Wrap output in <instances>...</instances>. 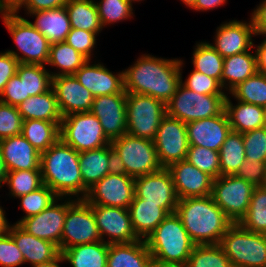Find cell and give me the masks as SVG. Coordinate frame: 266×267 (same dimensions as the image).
<instances>
[{"instance_id": "18", "label": "cell", "mask_w": 266, "mask_h": 267, "mask_svg": "<svg viewBox=\"0 0 266 267\" xmlns=\"http://www.w3.org/2000/svg\"><path fill=\"white\" fill-rule=\"evenodd\" d=\"M255 35L251 16L249 21L229 20L217 27L213 38L214 43L210 45L223 58H226L253 49Z\"/></svg>"}, {"instance_id": "45", "label": "cell", "mask_w": 266, "mask_h": 267, "mask_svg": "<svg viewBox=\"0 0 266 267\" xmlns=\"http://www.w3.org/2000/svg\"><path fill=\"white\" fill-rule=\"evenodd\" d=\"M59 197L46 185L18 197L20 200V208L25 214L20 220L16 221L19 224L23 219L37 215L49 207Z\"/></svg>"}, {"instance_id": "63", "label": "cell", "mask_w": 266, "mask_h": 267, "mask_svg": "<svg viewBox=\"0 0 266 267\" xmlns=\"http://www.w3.org/2000/svg\"><path fill=\"white\" fill-rule=\"evenodd\" d=\"M197 0H181L182 3L185 4V6L190 9H192L195 6Z\"/></svg>"}, {"instance_id": "22", "label": "cell", "mask_w": 266, "mask_h": 267, "mask_svg": "<svg viewBox=\"0 0 266 267\" xmlns=\"http://www.w3.org/2000/svg\"><path fill=\"white\" fill-rule=\"evenodd\" d=\"M167 169L171 173L179 200L211 195L213 178L187 160L175 162Z\"/></svg>"}, {"instance_id": "24", "label": "cell", "mask_w": 266, "mask_h": 267, "mask_svg": "<svg viewBox=\"0 0 266 267\" xmlns=\"http://www.w3.org/2000/svg\"><path fill=\"white\" fill-rule=\"evenodd\" d=\"M0 151L8 171L41 170V154L22 135L1 139Z\"/></svg>"}, {"instance_id": "1", "label": "cell", "mask_w": 266, "mask_h": 267, "mask_svg": "<svg viewBox=\"0 0 266 267\" xmlns=\"http://www.w3.org/2000/svg\"><path fill=\"white\" fill-rule=\"evenodd\" d=\"M135 60L123 70L126 93L148 95L166 104L181 81L180 57L167 59L145 53Z\"/></svg>"}, {"instance_id": "61", "label": "cell", "mask_w": 266, "mask_h": 267, "mask_svg": "<svg viewBox=\"0 0 266 267\" xmlns=\"http://www.w3.org/2000/svg\"><path fill=\"white\" fill-rule=\"evenodd\" d=\"M64 263L61 253L52 261L31 265V267H61L59 264Z\"/></svg>"}, {"instance_id": "43", "label": "cell", "mask_w": 266, "mask_h": 267, "mask_svg": "<svg viewBox=\"0 0 266 267\" xmlns=\"http://www.w3.org/2000/svg\"><path fill=\"white\" fill-rule=\"evenodd\" d=\"M5 184L8 186V195L17 199L43 185L41 170L9 171Z\"/></svg>"}, {"instance_id": "58", "label": "cell", "mask_w": 266, "mask_h": 267, "mask_svg": "<svg viewBox=\"0 0 266 267\" xmlns=\"http://www.w3.org/2000/svg\"><path fill=\"white\" fill-rule=\"evenodd\" d=\"M227 3V0H197L192 10L196 12L210 11L222 7Z\"/></svg>"}, {"instance_id": "10", "label": "cell", "mask_w": 266, "mask_h": 267, "mask_svg": "<svg viewBox=\"0 0 266 267\" xmlns=\"http://www.w3.org/2000/svg\"><path fill=\"white\" fill-rule=\"evenodd\" d=\"M126 115V133L153 141L166 115V104L148 95L127 93Z\"/></svg>"}, {"instance_id": "11", "label": "cell", "mask_w": 266, "mask_h": 267, "mask_svg": "<svg viewBox=\"0 0 266 267\" xmlns=\"http://www.w3.org/2000/svg\"><path fill=\"white\" fill-rule=\"evenodd\" d=\"M101 241L92 207L84 199L67 197L60 253L70 247Z\"/></svg>"}, {"instance_id": "54", "label": "cell", "mask_w": 266, "mask_h": 267, "mask_svg": "<svg viewBox=\"0 0 266 267\" xmlns=\"http://www.w3.org/2000/svg\"><path fill=\"white\" fill-rule=\"evenodd\" d=\"M19 61L9 52H0V94L11 77L17 73Z\"/></svg>"}, {"instance_id": "27", "label": "cell", "mask_w": 266, "mask_h": 267, "mask_svg": "<svg viewBox=\"0 0 266 267\" xmlns=\"http://www.w3.org/2000/svg\"><path fill=\"white\" fill-rule=\"evenodd\" d=\"M35 18L30 23L41 32L50 44L64 42L71 31V23L65 6L36 12H25Z\"/></svg>"}, {"instance_id": "23", "label": "cell", "mask_w": 266, "mask_h": 267, "mask_svg": "<svg viewBox=\"0 0 266 267\" xmlns=\"http://www.w3.org/2000/svg\"><path fill=\"white\" fill-rule=\"evenodd\" d=\"M52 88L63 117L71 113L90 112L94 96L74 75L52 77Z\"/></svg>"}, {"instance_id": "9", "label": "cell", "mask_w": 266, "mask_h": 267, "mask_svg": "<svg viewBox=\"0 0 266 267\" xmlns=\"http://www.w3.org/2000/svg\"><path fill=\"white\" fill-rule=\"evenodd\" d=\"M60 139L79 153L111 143L99 119L91 112L71 113L64 116L60 123Z\"/></svg>"}, {"instance_id": "35", "label": "cell", "mask_w": 266, "mask_h": 267, "mask_svg": "<svg viewBox=\"0 0 266 267\" xmlns=\"http://www.w3.org/2000/svg\"><path fill=\"white\" fill-rule=\"evenodd\" d=\"M21 135L41 154L60 139V127L45 120H24Z\"/></svg>"}, {"instance_id": "48", "label": "cell", "mask_w": 266, "mask_h": 267, "mask_svg": "<svg viewBox=\"0 0 266 267\" xmlns=\"http://www.w3.org/2000/svg\"><path fill=\"white\" fill-rule=\"evenodd\" d=\"M245 147V159L266 162V128L242 133Z\"/></svg>"}, {"instance_id": "55", "label": "cell", "mask_w": 266, "mask_h": 267, "mask_svg": "<svg viewBox=\"0 0 266 267\" xmlns=\"http://www.w3.org/2000/svg\"><path fill=\"white\" fill-rule=\"evenodd\" d=\"M69 0H26V2L16 11L24 8L25 12H36L42 10L55 9L65 6Z\"/></svg>"}, {"instance_id": "37", "label": "cell", "mask_w": 266, "mask_h": 267, "mask_svg": "<svg viewBox=\"0 0 266 267\" xmlns=\"http://www.w3.org/2000/svg\"><path fill=\"white\" fill-rule=\"evenodd\" d=\"M220 176L235 175L245 162L242 133L231 131L219 150Z\"/></svg>"}, {"instance_id": "53", "label": "cell", "mask_w": 266, "mask_h": 267, "mask_svg": "<svg viewBox=\"0 0 266 267\" xmlns=\"http://www.w3.org/2000/svg\"><path fill=\"white\" fill-rule=\"evenodd\" d=\"M0 101L12 106H18L25 101L24 80H20L17 73L7 82L0 94Z\"/></svg>"}, {"instance_id": "28", "label": "cell", "mask_w": 266, "mask_h": 267, "mask_svg": "<svg viewBox=\"0 0 266 267\" xmlns=\"http://www.w3.org/2000/svg\"><path fill=\"white\" fill-rule=\"evenodd\" d=\"M153 260L145 240L108 244L107 267H152Z\"/></svg>"}, {"instance_id": "57", "label": "cell", "mask_w": 266, "mask_h": 267, "mask_svg": "<svg viewBox=\"0 0 266 267\" xmlns=\"http://www.w3.org/2000/svg\"><path fill=\"white\" fill-rule=\"evenodd\" d=\"M263 36V40L256 46L254 44L256 58H257V69L258 72L266 74V35Z\"/></svg>"}, {"instance_id": "67", "label": "cell", "mask_w": 266, "mask_h": 267, "mask_svg": "<svg viewBox=\"0 0 266 267\" xmlns=\"http://www.w3.org/2000/svg\"><path fill=\"white\" fill-rule=\"evenodd\" d=\"M264 127L266 128V108H265V122H264Z\"/></svg>"}, {"instance_id": "6", "label": "cell", "mask_w": 266, "mask_h": 267, "mask_svg": "<svg viewBox=\"0 0 266 267\" xmlns=\"http://www.w3.org/2000/svg\"><path fill=\"white\" fill-rule=\"evenodd\" d=\"M0 15L17 49L6 51L12 54L19 63L46 66L50 51L48 39L19 13L1 12Z\"/></svg>"}, {"instance_id": "39", "label": "cell", "mask_w": 266, "mask_h": 267, "mask_svg": "<svg viewBox=\"0 0 266 267\" xmlns=\"http://www.w3.org/2000/svg\"><path fill=\"white\" fill-rule=\"evenodd\" d=\"M39 64L19 63L17 74L20 80H24L25 100L30 96L40 95L52 88V75Z\"/></svg>"}, {"instance_id": "62", "label": "cell", "mask_w": 266, "mask_h": 267, "mask_svg": "<svg viewBox=\"0 0 266 267\" xmlns=\"http://www.w3.org/2000/svg\"><path fill=\"white\" fill-rule=\"evenodd\" d=\"M8 169L0 151V188L5 186Z\"/></svg>"}, {"instance_id": "36", "label": "cell", "mask_w": 266, "mask_h": 267, "mask_svg": "<svg viewBox=\"0 0 266 267\" xmlns=\"http://www.w3.org/2000/svg\"><path fill=\"white\" fill-rule=\"evenodd\" d=\"M71 28L101 33V25L95 0H69L65 5Z\"/></svg>"}, {"instance_id": "17", "label": "cell", "mask_w": 266, "mask_h": 267, "mask_svg": "<svg viewBox=\"0 0 266 267\" xmlns=\"http://www.w3.org/2000/svg\"><path fill=\"white\" fill-rule=\"evenodd\" d=\"M66 213L67 197H59L41 213L23 219L19 225L29 234L53 242L60 250Z\"/></svg>"}, {"instance_id": "32", "label": "cell", "mask_w": 266, "mask_h": 267, "mask_svg": "<svg viewBox=\"0 0 266 267\" xmlns=\"http://www.w3.org/2000/svg\"><path fill=\"white\" fill-rule=\"evenodd\" d=\"M133 230L141 240L146 238L168 216L160 204L144 203V199L134 197L128 208Z\"/></svg>"}, {"instance_id": "8", "label": "cell", "mask_w": 266, "mask_h": 267, "mask_svg": "<svg viewBox=\"0 0 266 267\" xmlns=\"http://www.w3.org/2000/svg\"><path fill=\"white\" fill-rule=\"evenodd\" d=\"M226 97L200 94L180 83L173 97L166 103V114L184 123L217 116L225 110Z\"/></svg>"}, {"instance_id": "40", "label": "cell", "mask_w": 266, "mask_h": 267, "mask_svg": "<svg viewBox=\"0 0 266 267\" xmlns=\"http://www.w3.org/2000/svg\"><path fill=\"white\" fill-rule=\"evenodd\" d=\"M228 94L240 102L266 108V74L257 72L239 83Z\"/></svg>"}, {"instance_id": "38", "label": "cell", "mask_w": 266, "mask_h": 267, "mask_svg": "<svg viewBox=\"0 0 266 267\" xmlns=\"http://www.w3.org/2000/svg\"><path fill=\"white\" fill-rule=\"evenodd\" d=\"M193 69L215 78L221 84L224 58L210 45L208 41H198L193 47Z\"/></svg>"}, {"instance_id": "34", "label": "cell", "mask_w": 266, "mask_h": 267, "mask_svg": "<svg viewBox=\"0 0 266 267\" xmlns=\"http://www.w3.org/2000/svg\"><path fill=\"white\" fill-rule=\"evenodd\" d=\"M87 61L85 56L64 41L50 44L49 59L46 66L50 65L56 68L55 72L49 69L52 77L74 75Z\"/></svg>"}, {"instance_id": "47", "label": "cell", "mask_w": 266, "mask_h": 267, "mask_svg": "<svg viewBox=\"0 0 266 267\" xmlns=\"http://www.w3.org/2000/svg\"><path fill=\"white\" fill-rule=\"evenodd\" d=\"M184 65V61L180 59V83L187 89L204 95H227L226 91L223 90L221 84L215 78L209 77L194 69L186 77V80L183 81L182 73Z\"/></svg>"}, {"instance_id": "12", "label": "cell", "mask_w": 266, "mask_h": 267, "mask_svg": "<svg viewBox=\"0 0 266 267\" xmlns=\"http://www.w3.org/2000/svg\"><path fill=\"white\" fill-rule=\"evenodd\" d=\"M255 186L236 175L213 179L211 196L233 222L239 223L247 214Z\"/></svg>"}, {"instance_id": "31", "label": "cell", "mask_w": 266, "mask_h": 267, "mask_svg": "<svg viewBox=\"0 0 266 267\" xmlns=\"http://www.w3.org/2000/svg\"><path fill=\"white\" fill-rule=\"evenodd\" d=\"M227 94L225 100V111L229 118L232 131L244 133L264 127L265 108L246 102L236 100L231 101V96Z\"/></svg>"}, {"instance_id": "33", "label": "cell", "mask_w": 266, "mask_h": 267, "mask_svg": "<svg viewBox=\"0 0 266 267\" xmlns=\"http://www.w3.org/2000/svg\"><path fill=\"white\" fill-rule=\"evenodd\" d=\"M64 263L72 267H107L108 244L101 241L81 244L61 252Z\"/></svg>"}, {"instance_id": "44", "label": "cell", "mask_w": 266, "mask_h": 267, "mask_svg": "<svg viewBox=\"0 0 266 267\" xmlns=\"http://www.w3.org/2000/svg\"><path fill=\"white\" fill-rule=\"evenodd\" d=\"M95 4L103 28L134 17V7L128 0H99Z\"/></svg>"}, {"instance_id": "49", "label": "cell", "mask_w": 266, "mask_h": 267, "mask_svg": "<svg viewBox=\"0 0 266 267\" xmlns=\"http://www.w3.org/2000/svg\"><path fill=\"white\" fill-rule=\"evenodd\" d=\"M23 119L17 110L12 106L0 101V140L22 134Z\"/></svg>"}, {"instance_id": "51", "label": "cell", "mask_w": 266, "mask_h": 267, "mask_svg": "<svg viewBox=\"0 0 266 267\" xmlns=\"http://www.w3.org/2000/svg\"><path fill=\"white\" fill-rule=\"evenodd\" d=\"M25 264L24 256L12 236L0 237V267H19Z\"/></svg>"}, {"instance_id": "13", "label": "cell", "mask_w": 266, "mask_h": 267, "mask_svg": "<svg viewBox=\"0 0 266 267\" xmlns=\"http://www.w3.org/2000/svg\"><path fill=\"white\" fill-rule=\"evenodd\" d=\"M134 182V178L115 169L90 187L84 200L89 205L128 209L135 196Z\"/></svg>"}, {"instance_id": "4", "label": "cell", "mask_w": 266, "mask_h": 267, "mask_svg": "<svg viewBox=\"0 0 266 267\" xmlns=\"http://www.w3.org/2000/svg\"><path fill=\"white\" fill-rule=\"evenodd\" d=\"M145 242L157 265H186L195 246L176 213L168 214Z\"/></svg>"}, {"instance_id": "19", "label": "cell", "mask_w": 266, "mask_h": 267, "mask_svg": "<svg viewBox=\"0 0 266 267\" xmlns=\"http://www.w3.org/2000/svg\"><path fill=\"white\" fill-rule=\"evenodd\" d=\"M126 97L125 90L94 97L90 112L99 119L105 135L111 141L127 132Z\"/></svg>"}, {"instance_id": "64", "label": "cell", "mask_w": 266, "mask_h": 267, "mask_svg": "<svg viewBox=\"0 0 266 267\" xmlns=\"http://www.w3.org/2000/svg\"><path fill=\"white\" fill-rule=\"evenodd\" d=\"M152 267H186V265H157V264H153Z\"/></svg>"}, {"instance_id": "41", "label": "cell", "mask_w": 266, "mask_h": 267, "mask_svg": "<svg viewBox=\"0 0 266 267\" xmlns=\"http://www.w3.org/2000/svg\"><path fill=\"white\" fill-rule=\"evenodd\" d=\"M239 224L246 230L266 234V189L255 187L247 214Z\"/></svg>"}, {"instance_id": "15", "label": "cell", "mask_w": 266, "mask_h": 267, "mask_svg": "<svg viewBox=\"0 0 266 267\" xmlns=\"http://www.w3.org/2000/svg\"><path fill=\"white\" fill-rule=\"evenodd\" d=\"M134 193L144 203L160 204L168 214L176 212L179 198L167 168L135 178Z\"/></svg>"}, {"instance_id": "30", "label": "cell", "mask_w": 266, "mask_h": 267, "mask_svg": "<svg viewBox=\"0 0 266 267\" xmlns=\"http://www.w3.org/2000/svg\"><path fill=\"white\" fill-rule=\"evenodd\" d=\"M23 121L29 119L45 120L60 127L62 114L53 88L40 95L30 96L17 106Z\"/></svg>"}, {"instance_id": "59", "label": "cell", "mask_w": 266, "mask_h": 267, "mask_svg": "<svg viewBox=\"0 0 266 267\" xmlns=\"http://www.w3.org/2000/svg\"><path fill=\"white\" fill-rule=\"evenodd\" d=\"M26 0H1V12H16Z\"/></svg>"}, {"instance_id": "65", "label": "cell", "mask_w": 266, "mask_h": 267, "mask_svg": "<svg viewBox=\"0 0 266 267\" xmlns=\"http://www.w3.org/2000/svg\"><path fill=\"white\" fill-rule=\"evenodd\" d=\"M262 187L266 189V170H265V178H264Z\"/></svg>"}, {"instance_id": "56", "label": "cell", "mask_w": 266, "mask_h": 267, "mask_svg": "<svg viewBox=\"0 0 266 267\" xmlns=\"http://www.w3.org/2000/svg\"><path fill=\"white\" fill-rule=\"evenodd\" d=\"M255 36L266 35V0L259 2L251 13Z\"/></svg>"}, {"instance_id": "2", "label": "cell", "mask_w": 266, "mask_h": 267, "mask_svg": "<svg viewBox=\"0 0 266 267\" xmlns=\"http://www.w3.org/2000/svg\"><path fill=\"white\" fill-rule=\"evenodd\" d=\"M40 168L43 184L58 197H86L89 189L82 181L79 152L61 139L41 153Z\"/></svg>"}, {"instance_id": "60", "label": "cell", "mask_w": 266, "mask_h": 267, "mask_svg": "<svg viewBox=\"0 0 266 267\" xmlns=\"http://www.w3.org/2000/svg\"><path fill=\"white\" fill-rule=\"evenodd\" d=\"M6 211L4 208L0 205V237L6 235L8 233L10 223L6 217Z\"/></svg>"}, {"instance_id": "66", "label": "cell", "mask_w": 266, "mask_h": 267, "mask_svg": "<svg viewBox=\"0 0 266 267\" xmlns=\"http://www.w3.org/2000/svg\"><path fill=\"white\" fill-rule=\"evenodd\" d=\"M132 5H133V3H135V2H141V1H144V0H128Z\"/></svg>"}, {"instance_id": "5", "label": "cell", "mask_w": 266, "mask_h": 267, "mask_svg": "<svg viewBox=\"0 0 266 267\" xmlns=\"http://www.w3.org/2000/svg\"><path fill=\"white\" fill-rule=\"evenodd\" d=\"M115 168L132 178L151 174L162 169L152 140L128 133L111 141Z\"/></svg>"}, {"instance_id": "29", "label": "cell", "mask_w": 266, "mask_h": 267, "mask_svg": "<svg viewBox=\"0 0 266 267\" xmlns=\"http://www.w3.org/2000/svg\"><path fill=\"white\" fill-rule=\"evenodd\" d=\"M251 50L224 58L221 87L227 94L258 72L256 53Z\"/></svg>"}, {"instance_id": "3", "label": "cell", "mask_w": 266, "mask_h": 267, "mask_svg": "<svg viewBox=\"0 0 266 267\" xmlns=\"http://www.w3.org/2000/svg\"><path fill=\"white\" fill-rule=\"evenodd\" d=\"M175 213L195 245L219 244L233 224L211 195L180 199Z\"/></svg>"}, {"instance_id": "52", "label": "cell", "mask_w": 266, "mask_h": 267, "mask_svg": "<svg viewBox=\"0 0 266 267\" xmlns=\"http://www.w3.org/2000/svg\"><path fill=\"white\" fill-rule=\"evenodd\" d=\"M266 162L265 161H249L245 159L243 165L235 174L237 177L243 178L255 187L262 186L265 178Z\"/></svg>"}, {"instance_id": "14", "label": "cell", "mask_w": 266, "mask_h": 267, "mask_svg": "<svg viewBox=\"0 0 266 267\" xmlns=\"http://www.w3.org/2000/svg\"><path fill=\"white\" fill-rule=\"evenodd\" d=\"M153 142L162 168L185 160L190 146L186 123L166 114L160 122Z\"/></svg>"}, {"instance_id": "42", "label": "cell", "mask_w": 266, "mask_h": 267, "mask_svg": "<svg viewBox=\"0 0 266 267\" xmlns=\"http://www.w3.org/2000/svg\"><path fill=\"white\" fill-rule=\"evenodd\" d=\"M186 267H232L219 244L195 245Z\"/></svg>"}, {"instance_id": "50", "label": "cell", "mask_w": 266, "mask_h": 267, "mask_svg": "<svg viewBox=\"0 0 266 267\" xmlns=\"http://www.w3.org/2000/svg\"><path fill=\"white\" fill-rule=\"evenodd\" d=\"M97 36L94 32L71 28L65 42L91 61L94 56L93 50L97 47Z\"/></svg>"}, {"instance_id": "26", "label": "cell", "mask_w": 266, "mask_h": 267, "mask_svg": "<svg viewBox=\"0 0 266 267\" xmlns=\"http://www.w3.org/2000/svg\"><path fill=\"white\" fill-rule=\"evenodd\" d=\"M79 164L83 184L89 189L115 168L114 151L111 144L79 153Z\"/></svg>"}, {"instance_id": "7", "label": "cell", "mask_w": 266, "mask_h": 267, "mask_svg": "<svg viewBox=\"0 0 266 267\" xmlns=\"http://www.w3.org/2000/svg\"><path fill=\"white\" fill-rule=\"evenodd\" d=\"M219 245L232 267H266V234L251 232L233 223Z\"/></svg>"}, {"instance_id": "16", "label": "cell", "mask_w": 266, "mask_h": 267, "mask_svg": "<svg viewBox=\"0 0 266 267\" xmlns=\"http://www.w3.org/2000/svg\"><path fill=\"white\" fill-rule=\"evenodd\" d=\"M90 206L103 242L119 244L140 240L133 230L128 209L101 205Z\"/></svg>"}, {"instance_id": "46", "label": "cell", "mask_w": 266, "mask_h": 267, "mask_svg": "<svg viewBox=\"0 0 266 267\" xmlns=\"http://www.w3.org/2000/svg\"><path fill=\"white\" fill-rule=\"evenodd\" d=\"M213 179L220 176L219 152L201 146H189L186 159Z\"/></svg>"}, {"instance_id": "25", "label": "cell", "mask_w": 266, "mask_h": 267, "mask_svg": "<svg viewBox=\"0 0 266 267\" xmlns=\"http://www.w3.org/2000/svg\"><path fill=\"white\" fill-rule=\"evenodd\" d=\"M8 233L24 256L25 264H39L54 260L60 250L56 244L29 234L19 224H11Z\"/></svg>"}, {"instance_id": "20", "label": "cell", "mask_w": 266, "mask_h": 267, "mask_svg": "<svg viewBox=\"0 0 266 267\" xmlns=\"http://www.w3.org/2000/svg\"><path fill=\"white\" fill-rule=\"evenodd\" d=\"M90 62L88 60L81 66L74 76L94 97L117 94L125 90L123 70L112 73L103 63Z\"/></svg>"}, {"instance_id": "21", "label": "cell", "mask_w": 266, "mask_h": 267, "mask_svg": "<svg viewBox=\"0 0 266 267\" xmlns=\"http://www.w3.org/2000/svg\"><path fill=\"white\" fill-rule=\"evenodd\" d=\"M186 127L190 146H201L217 152L232 131L225 110L217 116L186 123Z\"/></svg>"}]
</instances>
